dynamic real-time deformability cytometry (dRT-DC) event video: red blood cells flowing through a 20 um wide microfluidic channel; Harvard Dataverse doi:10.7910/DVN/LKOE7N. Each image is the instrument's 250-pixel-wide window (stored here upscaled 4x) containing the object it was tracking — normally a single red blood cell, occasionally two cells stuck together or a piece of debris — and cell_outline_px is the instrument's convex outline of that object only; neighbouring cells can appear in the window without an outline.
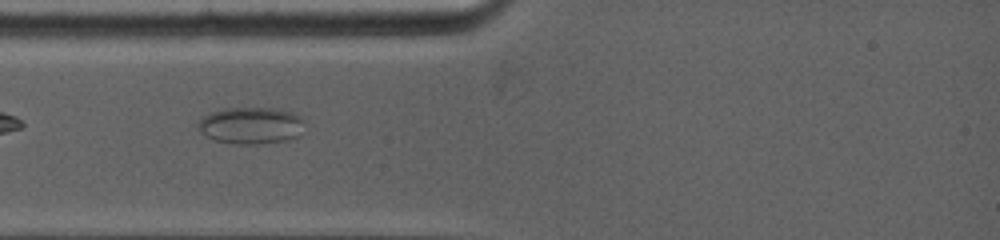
{"species": "common noctule bat (a hibernating species)", "species_latin": "Nyctalus noctula", "temperature_condition": "warm", "stored_images_in_passage": 36, "camera_frame_rate_fps": 5000, "um_per_image_px": 0.085, "animal": {"sex": "female", "body_mass_g": 19.0, "forearm_length_mm": 53.3}, "frame": {"image": 1, "passage_image": 1, "time_ms": 0.0, "image_size_px": [1000, 240], "cell_outline_px": [[304, 120], [296, 136], [288, 140], [260, 144], [236, 144], [216, 140], [200, 132], [196, 124], [204, 116], [212, 112], [224, 108], [272, 108], [296, 112]], "centroid_in_image_um": [21.32, 10.66], "position_along_channel_um": 63.7, "area_um2": 22.72}}
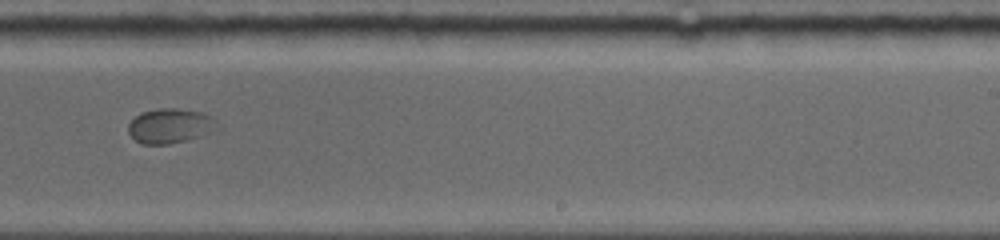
{"frame": {"image": 2, "passage_image": 13, "time_ms": 5.4, "image_size_px": [1000, 240], "cell_outline_px": [[224, 128], [216, 132], [168, 144], [140, 144], [128, 132], [128, 124], [140, 112], [160, 108], [176, 108], [200, 112], [212, 116]], "centroid_in_image_um": [14.54, 10.69], "position_along_channel_um": 274.5, "area_um2": 18.32}}
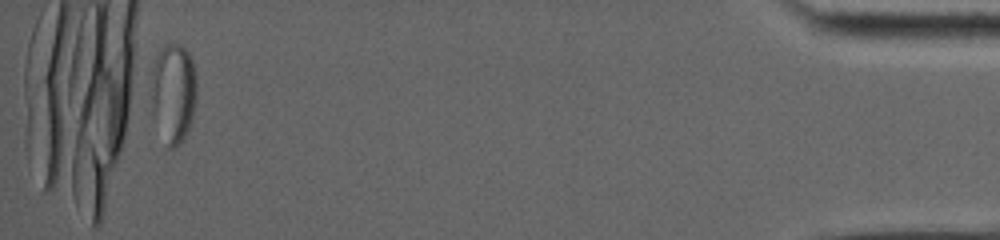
{"frame": {"image": 3, "passage_image": 36, "time_ms": 12.0, "image_size_px": [1000, 240], "cell_outline_px": [[196, 96], [192, 120], [188, 132], [180, 144], [172, 148], [168, 148], [152, 108], [152, 68], [156, 56], [164, 44], [180, 44], [188, 52], [192, 60], [196, 80]], "centroid_in_image_um": [14.76, 7.87], "position_along_channel_um": 420.4, "area_um2": 26.07}}